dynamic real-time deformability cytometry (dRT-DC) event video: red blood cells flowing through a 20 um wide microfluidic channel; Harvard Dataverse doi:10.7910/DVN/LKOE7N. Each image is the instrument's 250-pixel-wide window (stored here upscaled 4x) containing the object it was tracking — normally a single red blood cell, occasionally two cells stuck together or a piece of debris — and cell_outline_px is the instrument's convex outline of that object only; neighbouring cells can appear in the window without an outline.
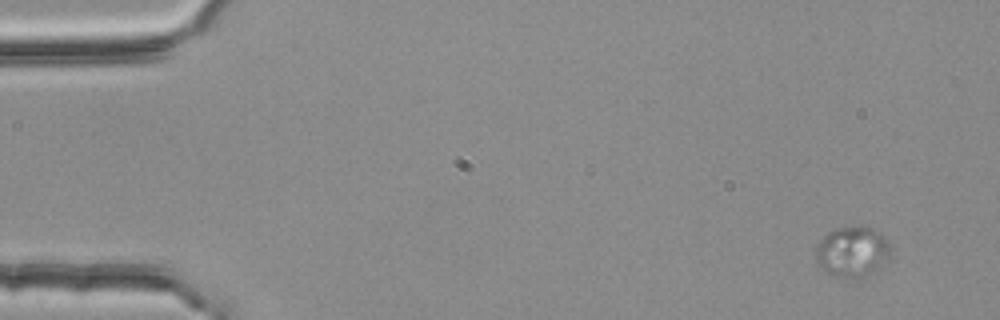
{"species": "common noctule bat (a hibernating species)", "species_latin": "Nyctalus noctula", "temperature_condition": "room temperature", "stored_images_in_passage": 6, "camera_frame_rate_fps": 3000, "um_per_image_px": 0.085, "animal": {"sex": "female", "body_mass_g": 25.1}, "frame": {"image": 1, "passage_image": 1, "time_ms": 0.0, "image_size_px": [1000, 320], "cell_outline_px": [[888, 260], [868, 272], [860, 276], [848, 280], [836, 276], [828, 272], [820, 264], [816, 256], [816, 248], [824, 236], [828, 232], [836, 228], [872, 228], [888, 240]], "centroid_in_image_um": [72.42, 21.4], "position_along_channel_um": 12.6, "area_um2": 20.92}}
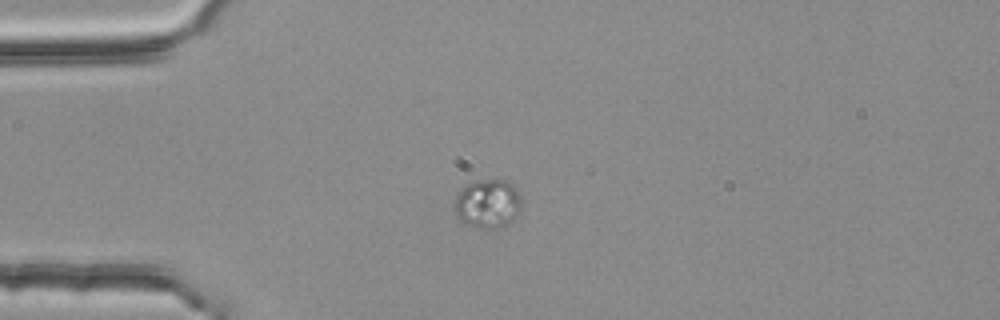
{"frame": {"image": 2, "passage_image": 4, "time_ms": 1.0, "image_size_px": [1000, 320], "cell_outline_px": [[524, 204], [520, 216], [500, 228], [476, 228], [460, 220], [456, 216], [456, 196], [468, 184], [476, 180], [508, 180], [516, 188], [524, 200]], "centroid_in_image_um": [41.57, 17.33], "position_along_channel_um": 43.4, "area_um2": 19.42}}